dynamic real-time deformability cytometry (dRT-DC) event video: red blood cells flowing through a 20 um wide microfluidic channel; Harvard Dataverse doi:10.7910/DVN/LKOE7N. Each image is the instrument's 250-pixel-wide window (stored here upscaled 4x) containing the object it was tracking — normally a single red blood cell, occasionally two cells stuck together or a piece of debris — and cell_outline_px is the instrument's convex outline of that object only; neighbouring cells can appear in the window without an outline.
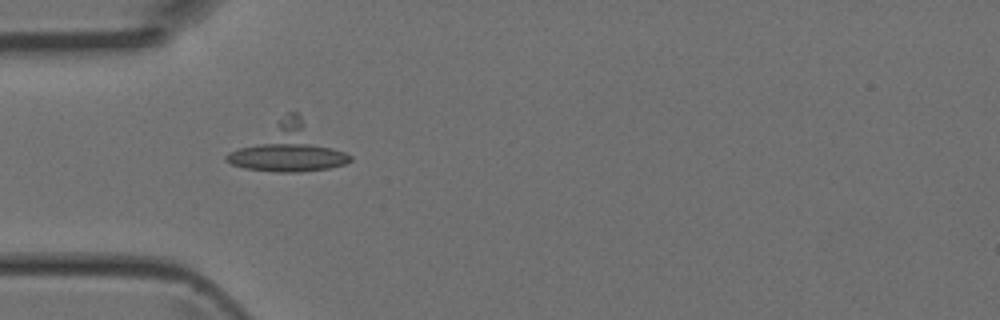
{"species": "Egyptian fruit bat (a non-hibernating species)", "species_latin": "Rousettus aegyptiacus", "temperature_condition": "room temperature", "stored_images_in_passage": 5, "camera_frame_rate_fps": 3000, "um_per_image_px": 0.085, "animal": {"sex": "female"}, "frame": {"image": 1, "passage_image": 4, "time_ms": 1.0, "image_size_px": [1000, 320], "cell_outline_px": [[352, 160], [344, 164], [328, 168], [296, 172], [280, 172], [244, 168], [232, 164], [224, 160], [224, 156], [228, 152], [288, 112], [300, 112], [352, 156]], "centroid_in_image_um": [24.56, 12.55], "position_along_channel_um": 60.4, "area_um2": 33.99}}
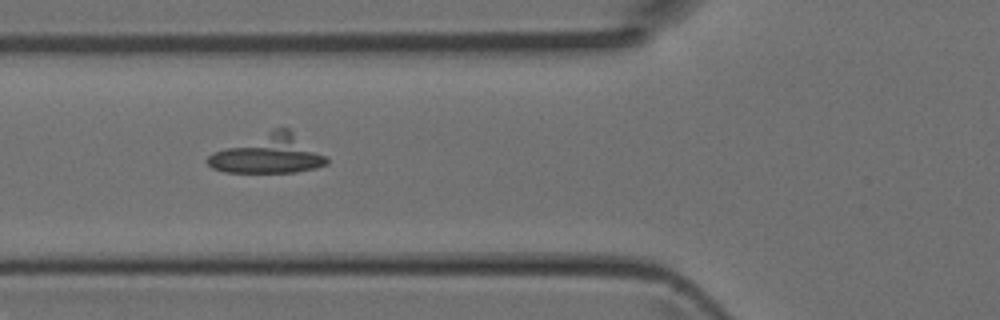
{"frame": {"image": 2, "passage_image": 5, "time_ms": 1.333, "image_size_px": [1000, 320], "cell_outline_px": [[328, 164], [316, 168], [296, 172], [224, 172], [212, 168], [204, 160], [212, 152], [272, 128], [288, 128], [324, 156], [328, 160]], "centroid_in_image_um": [22.75, 13.1], "position_along_channel_um": 103.0, "area_um2": 26.65}}